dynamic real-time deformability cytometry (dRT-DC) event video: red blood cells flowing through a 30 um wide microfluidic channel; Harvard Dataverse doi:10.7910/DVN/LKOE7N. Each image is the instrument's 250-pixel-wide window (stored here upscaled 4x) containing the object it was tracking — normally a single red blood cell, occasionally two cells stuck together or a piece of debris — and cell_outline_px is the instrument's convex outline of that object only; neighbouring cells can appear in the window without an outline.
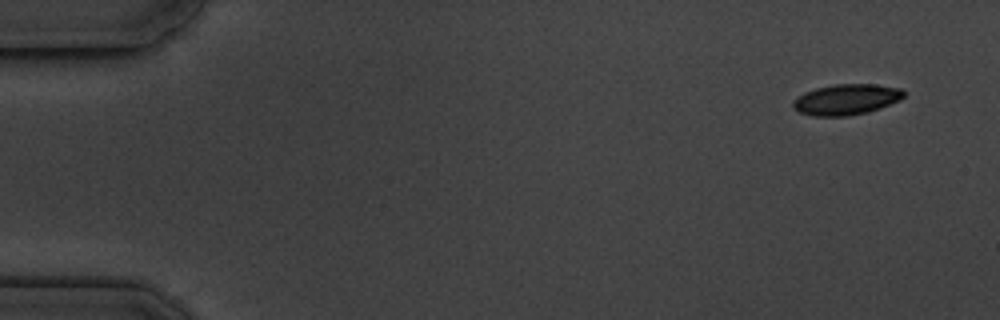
{"species": "common noctule bat (a hibernating species)", "species_latin": "Nyctalus noctula", "temperature_condition": "cold", "stored_images_in_passage": 3, "segment_of_instrument_passage": [2, 2], "camera_frame_rate_fps": 3000, "um_per_image_px": 0.085, "animal": {"sex": "male", "body_mass_g": 19.5, "forearm_length_mm": 54.6}, "frame": {"image": 1, "passage_image": 3, "time_ms": 3.333, "image_size_px": [1000, 320], "cell_outline_px": [[904, 96], [900, 100], [880, 108], [868, 112], [848, 116], [812, 116], [800, 112], [792, 108], [792, 100], [796, 96], [804, 92], [816, 88], [836, 84], [876, 84], [900, 88], [904, 92]], "centroid_in_image_um": [71.9, 8.46], "position_along_channel_um": 13.1, "area_um2": 20.0}}